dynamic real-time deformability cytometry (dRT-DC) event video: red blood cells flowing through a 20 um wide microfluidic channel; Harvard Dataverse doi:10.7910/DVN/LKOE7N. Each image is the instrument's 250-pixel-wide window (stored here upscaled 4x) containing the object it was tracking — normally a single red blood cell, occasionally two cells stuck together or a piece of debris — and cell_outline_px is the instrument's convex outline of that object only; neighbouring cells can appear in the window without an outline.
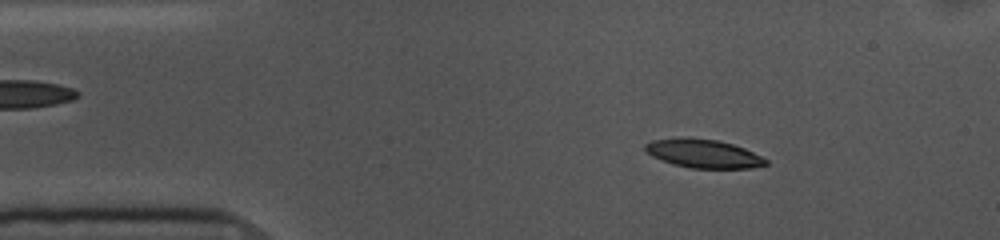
{"species": "common noctule bat (a hibernating species)", "species_latin": "Nyctalus noctula", "temperature_condition": "cold", "stored_images_in_passage": 54, "camera_frame_rate_fps": 3000, "um_per_image_px": 0.085, "animal": {"sex": "female", "body_mass_g": 10.0, "forearm_length_mm": 53.1}, "frame": {"image": 1, "passage_image": 7, "time_ms": 2.0, "image_size_px": [1000, 240], "cell_outline_px": [[768, 164], [752, 168], [692, 168], [672, 164], [652, 156], [644, 148], [644, 144], [652, 140], [716, 140], [732, 144], [744, 148], [768, 160]], "centroid_in_image_um": [59.84, 13.1], "position_along_channel_um": 25.2, "area_um2": 19.19}}
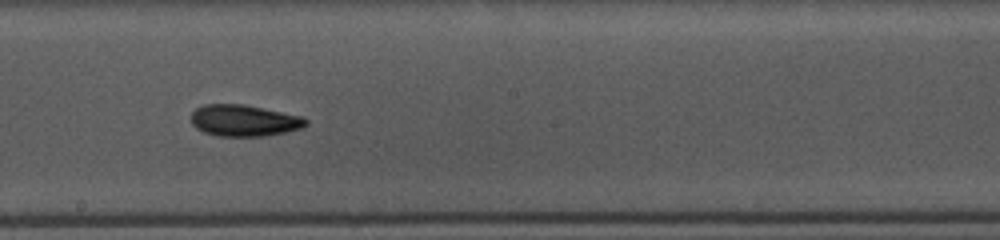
{"frame": {"image": 2, "passage_image": 28, "time_ms": 9.0, "image_size_px": [1000, 240], "cell_outline_px": [[308, 124], [304, 128], [264, 136], [216, 136], [204, 132], [196, 128], [192, 124], [192, 112], [196, 108], [204, 104], [244, 104], [304, 116], [308, 120]], "centroid_in_image_um": [20.78, 10.24], "position_along_channel_um": 227.4, "area_um2": 21.27}}
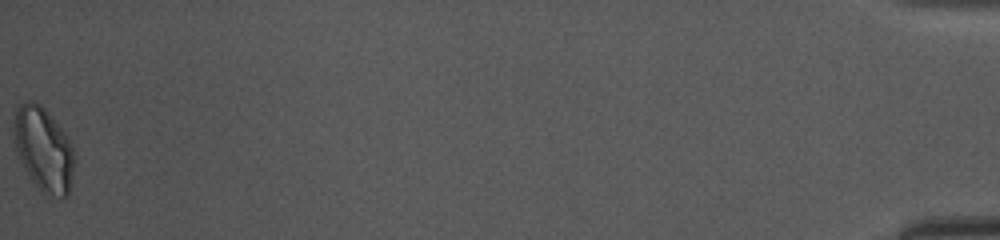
{"frame": {"image": 3, "passage_image": 54, "time_ms": 17.667, "image_size_px": [1000, 240], "cell_outline_px": [[72, 172], [68, 196], [44, 196], [40, 192], [24, 168], [16, 152], [12, 132], [12, 124], [16, 108], [20, 104], [28, 100], [32, 100], [40, 104], [44, 108], [68, 136], [72, 144]], "centroid_in_image_um": [3.65, 12.67], "position_along_channel_um": 431.6, "area_um2": 29.71}, "authors_computed_cell_mechanics": {"area_um2": 20.4034, "velocity_mm_per_s": 3.5883, "shape_relaxation_time_tau1_ms": 6.0592, "shape_relaxation_time_tau2_ms": 2.6781, "deformation_change_tau1": 0.141, "deformation_change_tau2": 0.09}}